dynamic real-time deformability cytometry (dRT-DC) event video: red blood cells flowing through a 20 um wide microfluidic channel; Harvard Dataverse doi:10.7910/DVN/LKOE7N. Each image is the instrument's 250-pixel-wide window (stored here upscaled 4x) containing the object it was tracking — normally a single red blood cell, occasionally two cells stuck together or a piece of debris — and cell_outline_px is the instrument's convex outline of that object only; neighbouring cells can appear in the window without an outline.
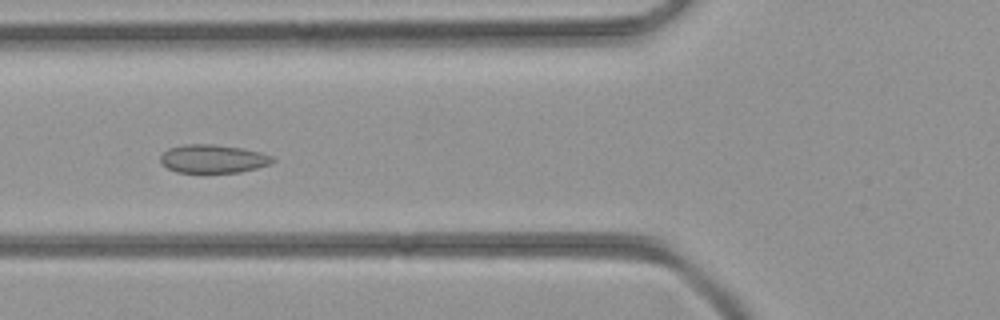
{"species": "common noctule bat (a hibernating species)", "species_latin": "Nyctalus noctula", "temperature_condition": "room temperature", "stored_images_in_passage": 44, "camera_frame_rate_fps": 3000, "um_per_image_px": 0.085, "animal": {"sex": "female", "body_mass_g": 21.9}, "frame": {"image": 1, "passage_image": 17, "time_ms": 5.333, "image_size_px": [1000, 320], "cell_outline_px": [[276, 160], [272, 164], [240, 172], [204, 176], [176, 172], [160, 164], [160, 156], [168, 148], [184, 144], [212, 144], [240, 148], [260, 152], [272, 156]], "centroid_in_image_um": [18.07, 13.55], "position_along_channel_um": 107.7, "area_um2": 19.48}}
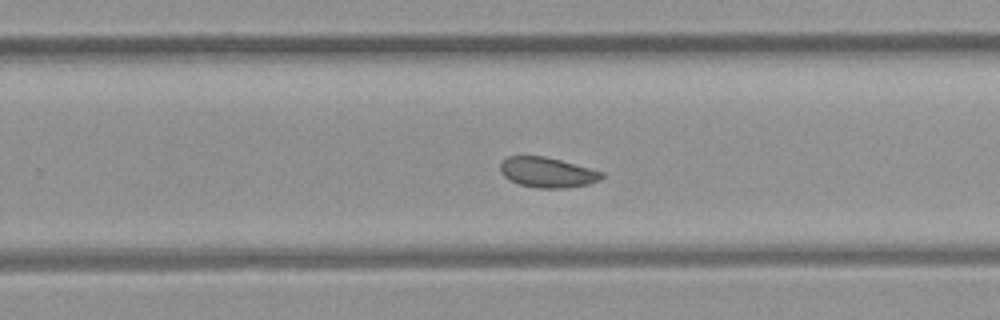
{"frame": {"image": 2, "passage_image": 28, "time_ms": 9.0, "image_size_px": [1000, 320], "cell_outline_px": [[604, 176], [600, 180], [588, 184], [564, 188], [536, 188], [520, 184], [508, 180], [500, 172], [500, 164], [508, 156], [544, 156], [560, 160], [604, 172]], "centroid_in_image_um": [46.51, 14.66], "position_along_channel_um": 283.3, "area_um2": 17.8}}
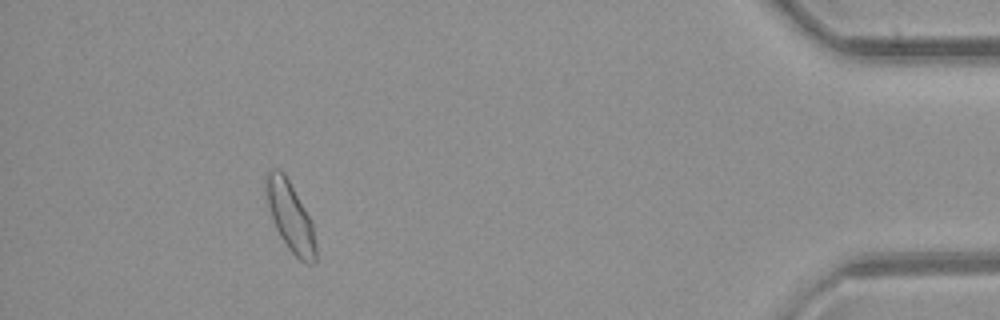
{"frame": {"image": 3, "passage_image": 40, "time_ms": 13.0, "image_size_px": [1000, 320], "cell_outline_px": [[316, 264], [304, 264], [288, 248], [280, 236], [272, 220], [264, 196], [264, 176], [268, 168], [276, 168], [284, 172], [304, 208], [312, 224], [316, 244]], "centroid_in_image_um": [24.62, 18.37], "position_along_channel_um": 410.6, "area_um2": 20.46}}